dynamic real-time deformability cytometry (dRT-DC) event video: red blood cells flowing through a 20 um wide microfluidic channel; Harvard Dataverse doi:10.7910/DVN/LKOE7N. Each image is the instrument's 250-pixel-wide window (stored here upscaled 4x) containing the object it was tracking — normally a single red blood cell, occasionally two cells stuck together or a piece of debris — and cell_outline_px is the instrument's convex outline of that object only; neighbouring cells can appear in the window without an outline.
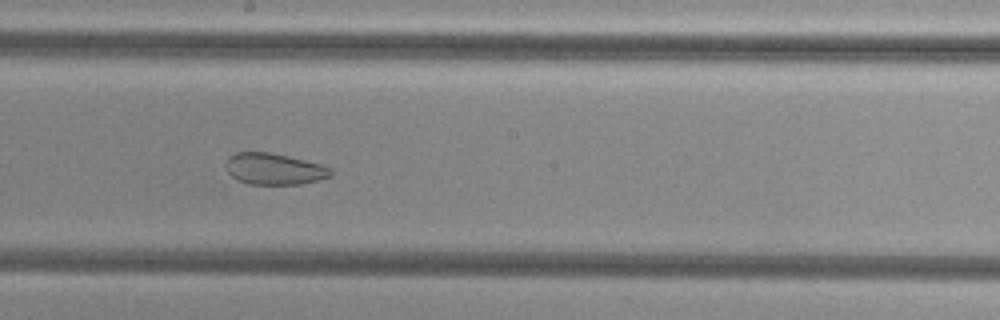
{"species": "common noctule bat (a hibernating species)", "species_latin": "Nyctalus noctula", "temperature_condition": "cold", "stored_images_in_passage": 31, "camera_frame_rate_fps": 3000, "um_per_image_px": 0.085, "animal": {"sex": "female", "body_mass_g": 29.2, "forearm_length_mm": 56.3}, "frame": {"image": 1, "passage_image": 30, "time_ms": 9.667, "image_size_px": [1000, 320], "cell_outline_px": [[332, 176], [320, 180], [300, 184], [248, 184], [236, 180], [228, 172], [224, 164], [228, 156], [236, 152], [268, 152], [288, 156], [320, 164], [332, 168]], "centroid_in_image_um": [23.29, 14.36], "position_along_channel_um": 224.9, "area_um2": 19.36}}